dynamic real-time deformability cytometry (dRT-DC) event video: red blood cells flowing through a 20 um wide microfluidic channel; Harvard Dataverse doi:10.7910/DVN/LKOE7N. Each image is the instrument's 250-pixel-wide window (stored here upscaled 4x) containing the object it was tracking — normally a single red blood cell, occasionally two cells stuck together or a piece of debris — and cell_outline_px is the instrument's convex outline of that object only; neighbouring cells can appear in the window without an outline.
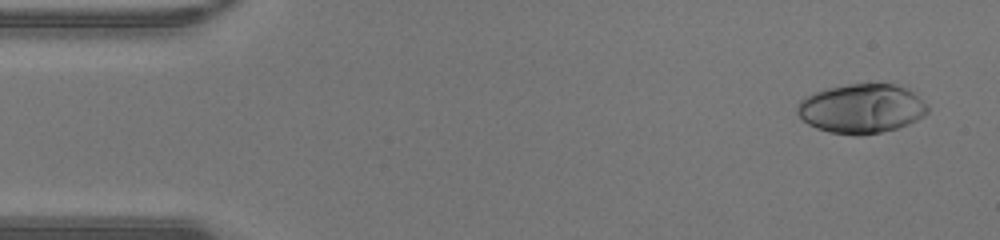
{"species": "human", "species_latin": "Homo sapiens", "temperature_condition": "warm", "stored_images_in_passage": 47, "camera_frame_rate_fps": 3000, "um_per_image_px": 0.085, "donor": {"sex": "male"}, "frame": {"image": 1, "passage_image": 3, "time_ms": 0.667, "image_size_px": [1000, 240], "cell_outline_px": [[928, 112], [924, 116], [908, 124], [896, 128], [880, 132], [860, 136], [856, 136], [828, 132], [816, 128], [808, 124], [796, 112], [796, 108], [800, 100], [816, 92], [828, 88], [848, 84], [892, 84], [908, 88], [928, 104]], "centroid_in_image_um": [73.24, 9.24], "position_along_channel_um": 11.8, "area_um2": 37.45}}
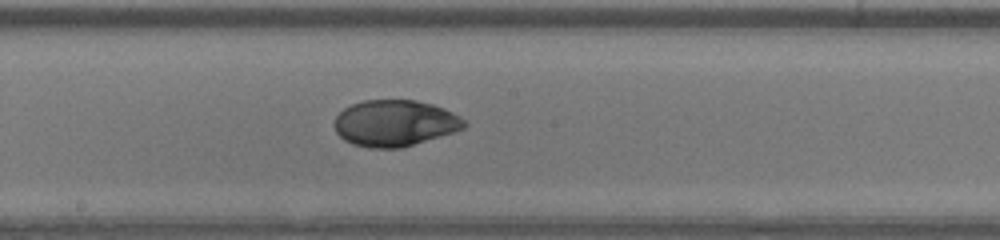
{"frame": {"image": 2, "passage_image": 25, "time_ms": 8.0, "image_size_px": [1000, 240], "cell_outline_px": [[468, 124], [464, 128], [456, 132], [400, 148], [368, 148], [352, 144], [344, 140], [336, 132], [332, 124], [336, 116], [344, 108], [352, 104], [364, 100], [416, 100], [432, 104], [444, 108], [460, 116]], "centroid_in_image_um": [33.55, 10.47], "position_along_channel_um": 214.6, "area_um2": 35.32}}
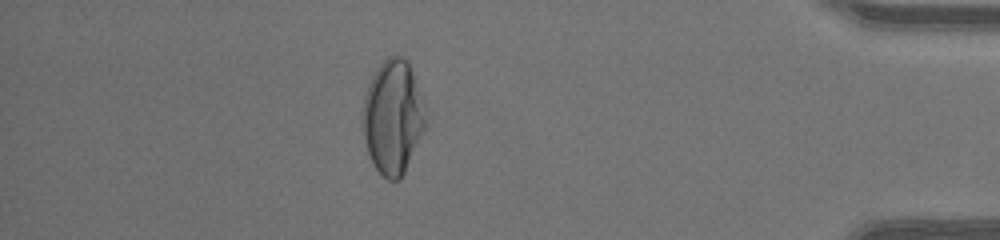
{"frame": {"image": 3, "passage_image": 41, "time_ms": 13.333, "image_size_px": [1000, 240], "cell_outline_px": [[424, 128], [404, 172], [400, 180], [388, 180], [372, 164], [364, 144], [360, 124], [360, 120], [364, 96], [368, 84], [376, 68], [392, 52], [404, 56], [408, 60], [412, 72], [424, 120]], "centroid_in_image_um": [33.29, 9.94], "position_along_channel_um": 401.9, "area_um2": 41.38}, "authors_computed_cell_mechanics": {"area_um2": 36.1828, "velocity_mm_per_s": 4.4181, "shape_relaxation_time_tau1_ms": 6.8156, "shape_relaxation_time_tau2_ms": 1.0594, "deformation_change_tau1": 0.285, "deformation_change_tau2": 0.0295}}